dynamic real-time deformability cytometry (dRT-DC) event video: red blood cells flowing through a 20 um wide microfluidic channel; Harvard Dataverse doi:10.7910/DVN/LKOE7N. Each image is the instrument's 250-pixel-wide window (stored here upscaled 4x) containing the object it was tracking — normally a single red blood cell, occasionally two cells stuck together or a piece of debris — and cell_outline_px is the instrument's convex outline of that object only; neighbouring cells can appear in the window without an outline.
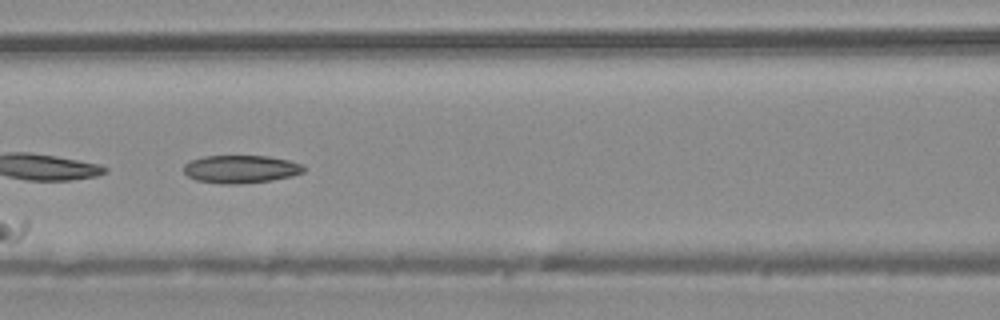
{"species": "common noctule bat (a hibernating species)", "species_latin": "Nyctalus noctula", "temperature_condition": "warm", "stored_images_in_passage": 5, "camera_frame_rate_fps": 3000, "um_per_image_px": 0.085, "animal": {"sex": "male", "body_mass_g": 20.4}, "frame": {"image": 1, "passage_image": 5, "time_ms": 1.333, "image_size_px": [1000, 320], "cell_outline_px": [[304, 172], [292, 176], [272, 180], [240, 184], [220, 184], [196, 180], [188, 176], [184, 172], [184, 164], [192, 160], [204, 156], [268, 156], [288, 160], [300, 164], [304, 168]], "centroid_in_image_um": [20.45, 14.38], "position_along_channel_um": 146.1, "area_um2": 19.48}}